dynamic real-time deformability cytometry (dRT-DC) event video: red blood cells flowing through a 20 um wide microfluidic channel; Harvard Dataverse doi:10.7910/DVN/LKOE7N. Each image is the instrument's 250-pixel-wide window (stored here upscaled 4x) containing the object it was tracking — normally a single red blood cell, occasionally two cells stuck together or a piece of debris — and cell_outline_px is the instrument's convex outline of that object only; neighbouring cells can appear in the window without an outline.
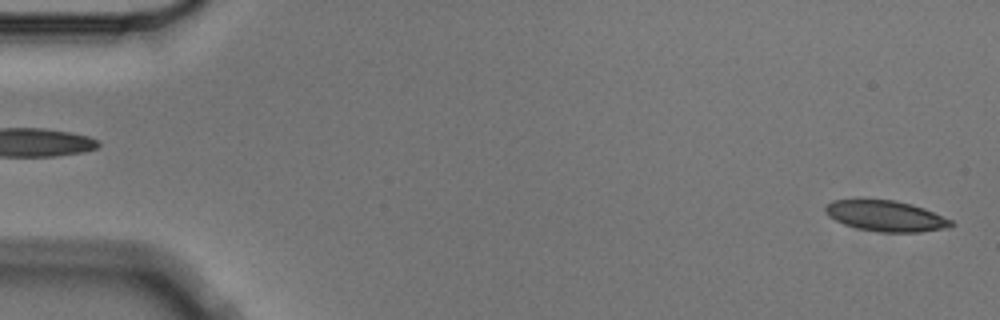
{"species": "Egyptian fruit bat (a non-hibernating species)", "species_latin": "Rousettus aegyptiacus", "temperature_condition": "cold", "stored_images_in_passage": 5, "segment_of_instrument_passage": [2, 2], "camera_frame_rate_fps": 3000, "um_per_image_px": 0.085, "animal": {"sex": "male"}, "frame": {"image": 1, "passage_image": 5, "time_ms": 1.333, "image_size_px": [1000, 320], "cell_outline_px": [[956, 224], [948, 228], [920, 232], [876, 232], [856, 228], [844, 224], [828, 216], [824, 208], [832, 200], [856, 196], [860, 196], [896, 200], [912, 204], [924, 208], [952, 220]], "centroid_in_image_um": [75.24, 18.31], "position_along_channel_um": 9.8, "area_um2": 23.52}}